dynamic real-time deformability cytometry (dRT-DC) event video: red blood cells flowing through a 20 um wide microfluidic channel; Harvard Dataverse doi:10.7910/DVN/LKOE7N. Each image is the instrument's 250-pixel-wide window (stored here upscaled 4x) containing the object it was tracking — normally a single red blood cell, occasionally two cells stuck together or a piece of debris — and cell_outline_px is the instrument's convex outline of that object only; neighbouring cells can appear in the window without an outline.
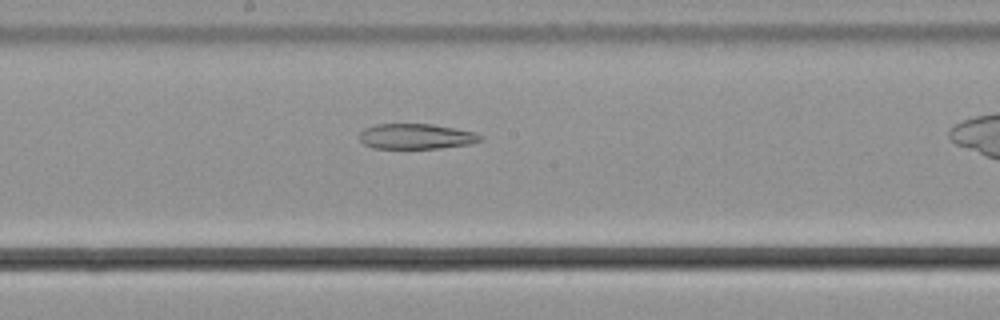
{"species": "common noctule bat (a hibernating species)", "species_latin": "Nyctalus noctula", "temperature_condition": "cold", "stored_images_in_passage": 34, "camera_frame_rate_fps": 3000, "um_per_image_px": 0.085, "animal": {"sex": "male", "body_mass_g": 21.5, "forearm_length_mm": 52.0}, "frame": {"image": 1, "passage_image": 16, "time_ms": 5.0, "image_size_px": [1000, 320], "cell_outline_px": [[484, 136], [480, 140], [468, 144], [440, 148], [372, 148], [364, 144], [360, 140], [360, 132], [364, 128], [376, 124], [432, 124], [456, 128], [476, 132]], "centroid_in_image_um": [35.37, 11.58], "position_along_channel_um": 212.8, "area_um2": 17.86}}